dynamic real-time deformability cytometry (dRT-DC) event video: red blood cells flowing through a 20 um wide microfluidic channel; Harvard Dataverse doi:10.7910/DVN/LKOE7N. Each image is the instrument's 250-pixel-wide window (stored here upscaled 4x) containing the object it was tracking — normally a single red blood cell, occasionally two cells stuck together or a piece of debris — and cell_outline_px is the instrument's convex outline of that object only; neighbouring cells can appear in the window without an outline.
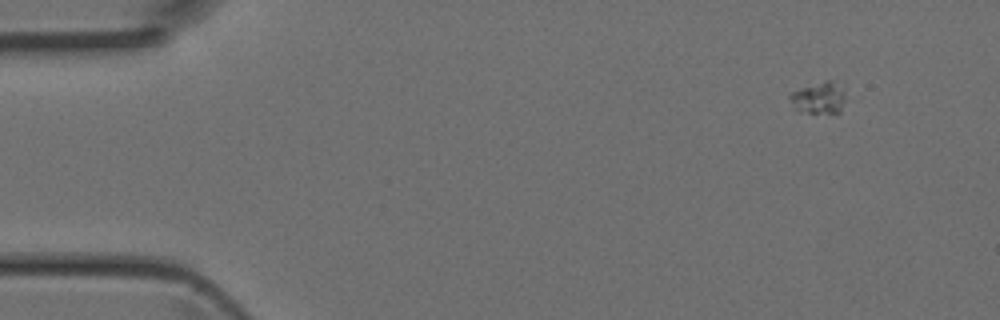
{"species": "Egyptian fruit bat (a non-hibernating species)", "species_latin": "Rousettus aegyptiacus", "temperature_condition": "room temperature", "stored_images_in_passage": 6, "camera_frame_rate_fps": 3000, "um_per_image_px": 0.085, "animal": {"sex": "female"}, "frame": {"image": 1, "passage_image": 1, "time_ms": 0.0, "image_size_px": [1000, 320], "cell_outline_px": [[844, 96], [840, 112], [808, 112], [792, 108], [788, 96], [792, 92], [824, 80], [832, 80], [844, 88]], "centroid_in_image_um": [69.58, 8.3], "position_along_channel_um": 15.4, "area_um2": 10.06}}
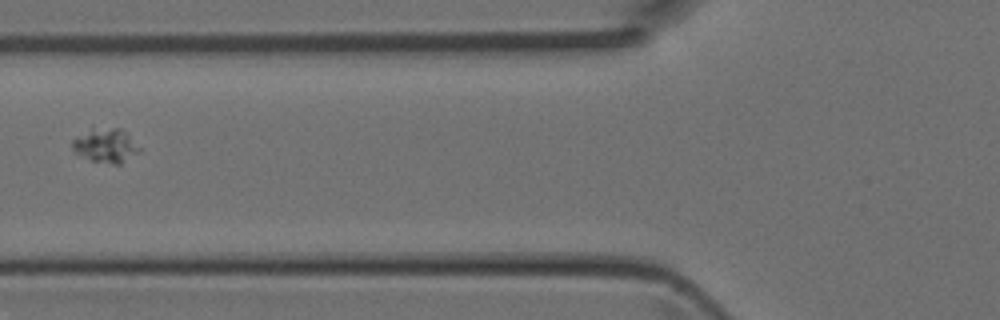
{"frame": {"image": 2, "passage_image": 5, "time_ms": 1.333, "image_size_px": [1000, 320], "cell_outline_px": [[140, 152], [120, 164], [112, 164], [92, 160], [76, 152], [72, 148], [72, 140], [92, 128], [120, 128], [140, 148]], "centroid_in_image_um": [8.99, 12.37], "position_along_channel_um": 116.8, "area_um2": 12.89}}
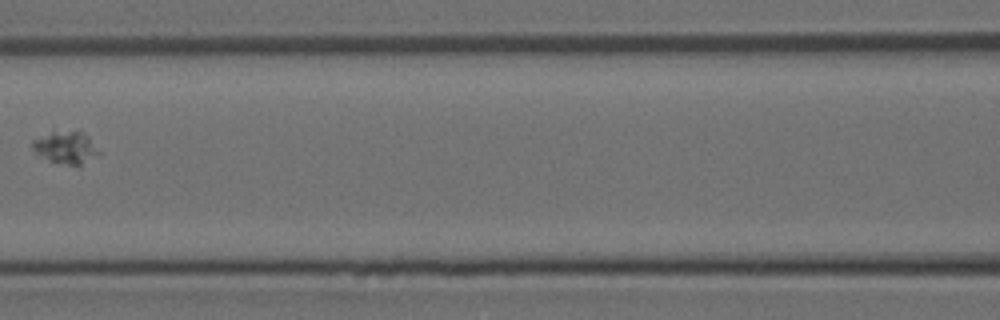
{"frame": {"image": 3, "passage_image": 6, "time_ms": 1.667, "image_size_px": [1000, 320], "cell_outline_px": [[100, 152], [80, 164], [68, 164], [48, 160], [36, 152], [32, 148], [32, 140], [52, 132], [80, 132], [88, 136]], "centroid_in_image_um": [5.56, 12.53], "position_along_channel_um": 161.0, "area_um2": 11.73}}